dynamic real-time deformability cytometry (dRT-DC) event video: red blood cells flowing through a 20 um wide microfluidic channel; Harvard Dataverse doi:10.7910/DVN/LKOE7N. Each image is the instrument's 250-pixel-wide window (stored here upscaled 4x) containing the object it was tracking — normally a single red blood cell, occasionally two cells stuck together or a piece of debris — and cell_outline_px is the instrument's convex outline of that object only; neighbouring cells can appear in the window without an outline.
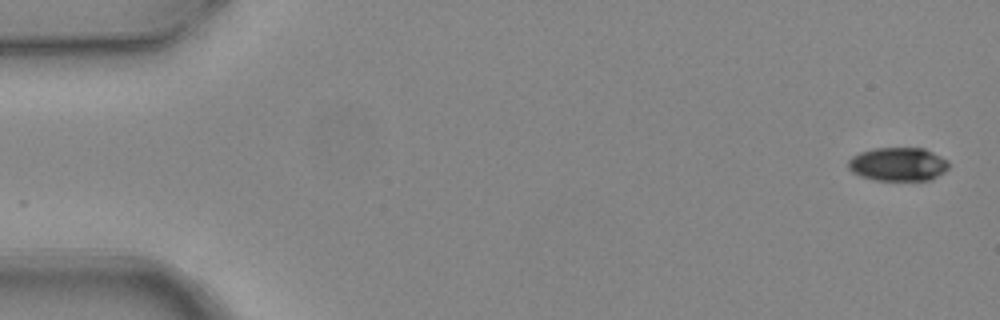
{"species": "common noctule bat (a hibernating species)", "species_latin": "Nyctalus noctula", "temperature_condition": "warm", "stored_images_in_passage": 5, "camera_frame_rate_fps": 3000, "um_per_image_px": 0.085, "animal": {"sex": "female", "body_mass_g": 24.6, "forearm_length_mm": 56.2}, "frame": {"image": 1, "passage_image": 1, "time_ms": 0.0, "image_size_px": [1000, 320], "cell_outline_px": [[948, 168], [944, 172], [928, 180], [876, 180], [860, 176], [852, 172], [848, 168], [848, 160], [852, 156], [860, 152], [872, 148], [924, 148], [948, 160]], "centroid_in_image_um": [76.31, 13.95], "position_along_channel_um": 8.7, "area_um2": 19.65}}